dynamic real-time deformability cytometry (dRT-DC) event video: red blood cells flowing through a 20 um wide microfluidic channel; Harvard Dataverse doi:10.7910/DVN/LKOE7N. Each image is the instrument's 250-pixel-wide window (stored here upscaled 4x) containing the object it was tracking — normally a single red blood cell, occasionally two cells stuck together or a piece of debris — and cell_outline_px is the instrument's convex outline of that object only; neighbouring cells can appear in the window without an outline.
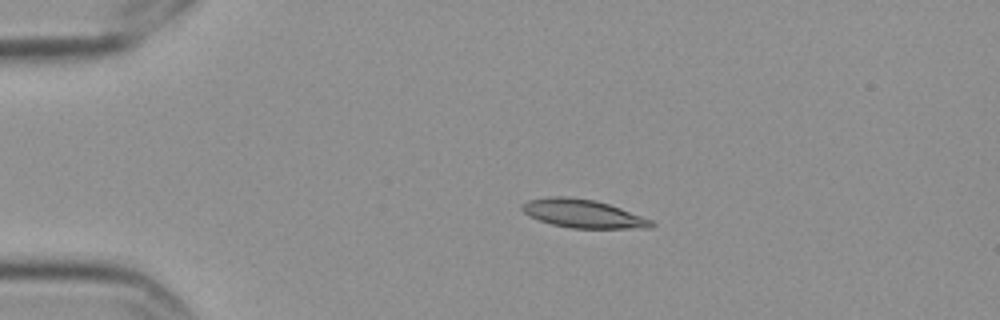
{"species": "Egyptian fruit bat (a non-hibernating species)", "species_latin": "Rousettus aegyptiacus", "temperature_condition": "cold", "stored_images_in_passage": 9, "camera_frame_rate_fps": 3000, "um_per_image_px": 0.085, "frame": {"image": 1, "passage_image": 2, "time_ms": 0.333, "image_size_px": [1000, 320], "cell_outline_px": [[656, 224], [652, 228], [572, 228], [552, 224], [540, 220], [524, 212], [520, 208], [520, 204], [528, 200], [548, 196], [564, 196], [596, 200], [620, 208], [652, 220]], "centroid_in_image_um": [49.55, 18.15], "position_along_channel_um": 35.5, "area_um2": 21.27}}
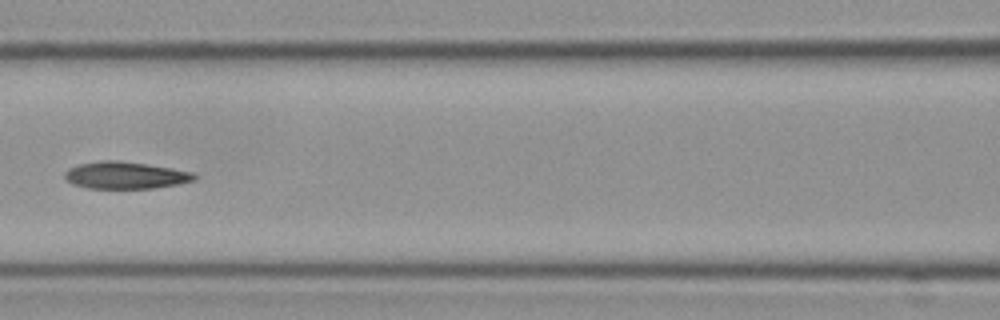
{"frame": {"image": 2, "passage_image": 6, "time_ms": 1.667, "image_size_px": [1000, 320], "cell_outline_px": [[196, 180], [180, 184], [152, 188], [88, 188], [72, 184], [64, 176], [64, 172], [68, 168], [80, 164], [100, 160], [116, 160], [148, 164], [172, 168], [192, 172], [196, 176]], "centroid_in_image_um": [10.66, 14.89], "position_along_channel_um": 155.9, "area_um2": 20.46}}
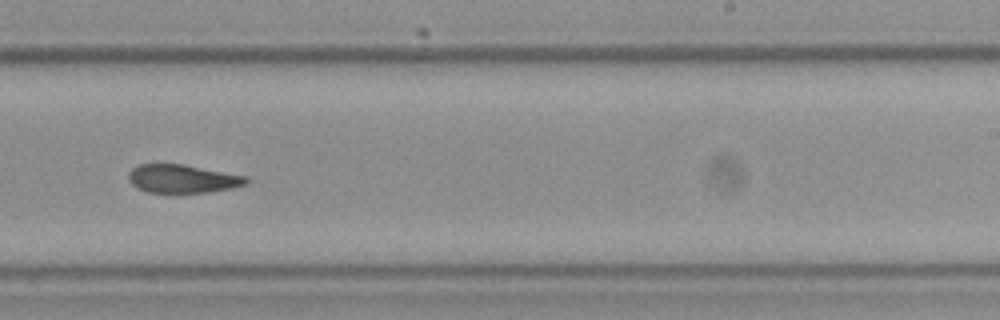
{"frame": {"image": 3, "passage_image": 9, "time_ms": 2.667, "image_size_px": [1000, 320], "cell_outline_px": [[248, 184], [232, 188], [208, 192], [172, 196], [168, 196], [148, 192], [136, 188], [128, 180], [128, 172], [132, 168], [140, 164], [184, 164], [248, 176]], "centroid_in_image_um": [15.49, 15.24], "position_along_channel_um": 273.5, "area_um2": 20.46}}